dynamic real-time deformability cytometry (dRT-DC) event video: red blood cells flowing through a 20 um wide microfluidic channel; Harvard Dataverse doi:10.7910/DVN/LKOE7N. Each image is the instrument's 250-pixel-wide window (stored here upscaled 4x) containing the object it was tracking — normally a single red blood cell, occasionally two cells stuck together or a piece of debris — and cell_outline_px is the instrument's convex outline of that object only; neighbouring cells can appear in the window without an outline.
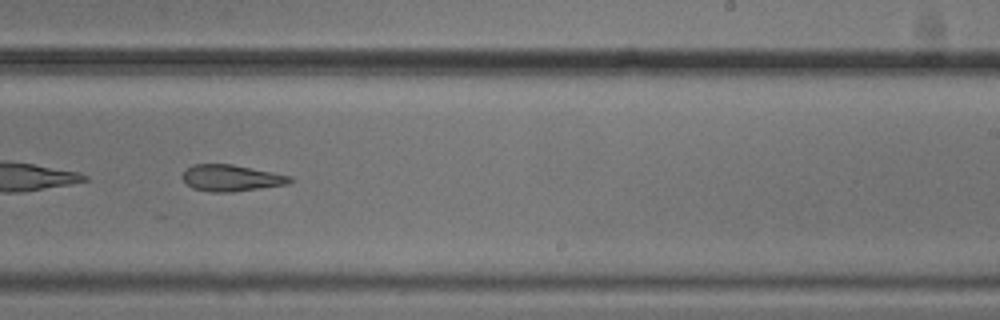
{"species": "common noctule bat (a hibernating species)", "species_latin": "Nyctalus noctula", "temperature_condition": "cold", "stored_images_in_passage": 41, "camera_frame_rate_fps": 3000, "um_per_image_px": 0.085, "animal": {"sex": "male", "body_mass_g": 20.5, "forearm_length_mm": 52.5}, "frame": {"image": 1, "passage_image": 24, "time_ms": 7.667, "image_size_px": [1000, 320], "cell_outline_px": [[292, 180], [288, 184], [232, 192], [208, 192], [192, 188], [180, 176], [188, 168], [196, 164], [232, 164], [292, 176]], "centroid_in_image_um": [19.65, 15.13], "position_along_channel_um": 269.4, "area_um2": 16.47}, "authors_computed_cell_mechanics": {"area_um2": 17.8602, "velocity_mm_per_s": 3.7337, "shape_relaxation_time_tau1_ms": null, "shape_relaxation_time_tau2_ms": 4.7858, "deformation_change_tau1": null, "deformation_change_tau2": 0.1326}}